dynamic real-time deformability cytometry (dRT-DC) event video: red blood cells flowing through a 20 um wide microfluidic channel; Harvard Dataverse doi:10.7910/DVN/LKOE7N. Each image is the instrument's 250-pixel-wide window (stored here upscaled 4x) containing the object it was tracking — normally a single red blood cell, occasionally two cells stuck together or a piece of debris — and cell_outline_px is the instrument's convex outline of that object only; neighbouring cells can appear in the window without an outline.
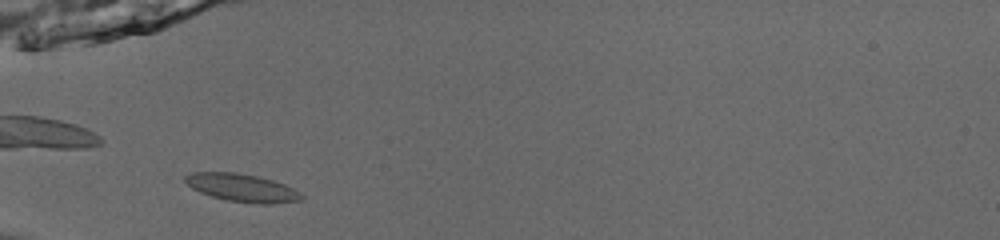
{"species": "common noctule bat (a hibernating species)", "species_latin": "Nyctalus noctula", "temperature_condition": "room temperature", "stored_images_in_passage": 36, "camera_frame_rate_fps": 3000, "um_per_image_px": 0.085, "animal": {"sex": "male", "body_mass_g": 13.0, "forearm_length_mm": 53.1}, "frame": {"image": 1, "passage_image": 2, "time_ms": 0.333, "image_size_px": [1000, 240], "cell_outline_px": [[304, 196], [300, 200], [272, 204], [260, 204], [228, 200], [212, 196], [200, 192], [192, 188], [184, 180], [184, 176], [192, 172], [236, 172], [256, 176], [272, 180], [284, 184], [300, 192]], "centroid_in_image_um": [20.57, 15.96], "position_along_channel_um": 64.4, "area_um2": 18.73}}
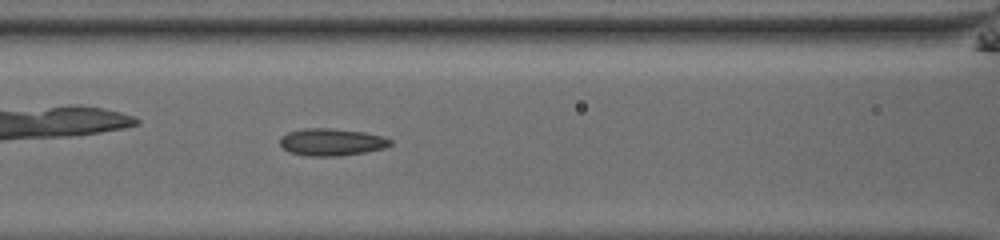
{"frame": {"image": 2, "passage_image": 8, "time_ms": 2.333, "image_size_px": [1000, 240], "cell_outline_px": [[392, 144], [384, 148], [364, 152], [340, 156], [308, 156], [288, 152], [280, 144], [280, 136], [288, 132], [304, 128], [332, 128], [364, 132], [384, 136], [392, 140]], "centroid_in_image_um": [28.18, 12.07], "position_along_channel_um": 138.4, "area_um2": 17.63}}
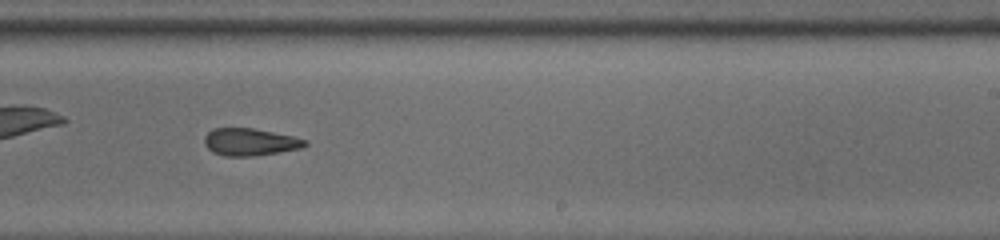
{"frame": {"image": 3, "passage_image": 18, "time_ms": 5.667, "image_size_px": [1000, 240], "cell_outline_px": [[308, 144], [300, 148], [280, 152], [256, 156], [224, 156], [212, 152], [204, 144], [204, 136], [212, 128], [252, 128], [292, 136], [308, 140]], "centroid_in_image_um": [21.23, 12.07], "position_along_channel_um": 267.8, "area_um2": 16.07}, "authors_computed_cell_mechanics": {"area_um2": 17.2822, "velocity_mm_per_s": 3.8825, "shape_relaxation_time_tau1_ms": 4.6942, "shape_relaxation_time_tau2_ms": 2.3065, "deformation_change_tau1": 0.1245, "deformation_change_tau2": 0.0767}}